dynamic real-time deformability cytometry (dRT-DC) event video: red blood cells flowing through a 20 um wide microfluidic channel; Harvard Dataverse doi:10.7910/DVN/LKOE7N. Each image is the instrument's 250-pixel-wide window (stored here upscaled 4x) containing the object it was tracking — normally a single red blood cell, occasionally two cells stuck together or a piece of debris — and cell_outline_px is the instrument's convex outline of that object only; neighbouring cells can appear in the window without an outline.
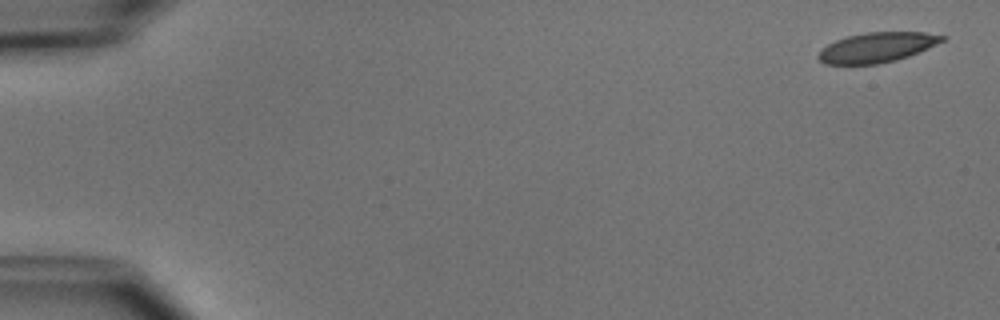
{"species": "common noctule bat (a hibernating species)", "species_latin": "Nyctalus noctula", "temperature_condition": "cold", "stored_images_in_passage": 4, "camera_frame_rate_fps": 3000, "um_per_image_px": 0.085, "animal": {"sex": "male", "body_mass_g": 15.6}, "frame": {"image": 1, "passage_image": 1, "time_ms": 0.0, "image_size_px": [1000, 320], "cell_outline_px": [[948, 36], [944, 40], [928, 48], [908, 56], [896, 60], [876, 64], [824, 64], [816, 56], [828, 44], [836, 40], [848, 36], [868, 32], [924, 32]], "centroid_in_image_um": [74.56, 4.02], "position_along_channel_um": 10.4, "area_um2": 21.39}}
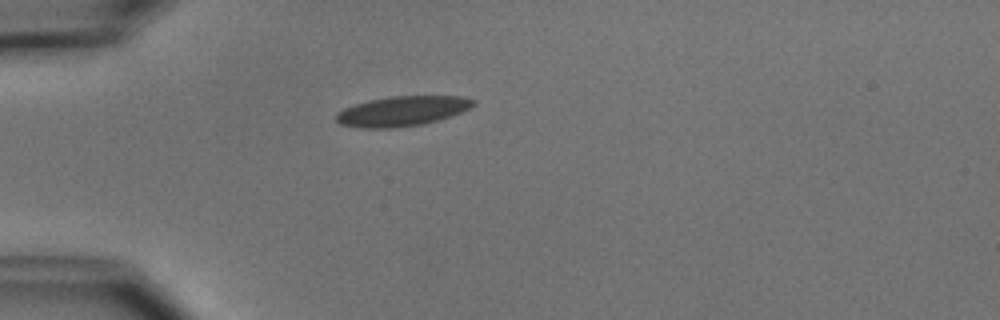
{"frame": {"image": 2, "passage_image": 4, "time_ms": 4.333, "image_size_px": [1000, 320], "cell_outline_px": [[476, 104], [472, 108], [424, 124], [396, 128], [356, 128], [340, 124], [336, 120], [336, 112], [344, 108], [368, 100], [388, 96], [464, 96], [476, 100]], "centroid_in_image_um": [34.18, 9.44], "position_along_channel_um": 50.8, "area_um2": 24.1}}